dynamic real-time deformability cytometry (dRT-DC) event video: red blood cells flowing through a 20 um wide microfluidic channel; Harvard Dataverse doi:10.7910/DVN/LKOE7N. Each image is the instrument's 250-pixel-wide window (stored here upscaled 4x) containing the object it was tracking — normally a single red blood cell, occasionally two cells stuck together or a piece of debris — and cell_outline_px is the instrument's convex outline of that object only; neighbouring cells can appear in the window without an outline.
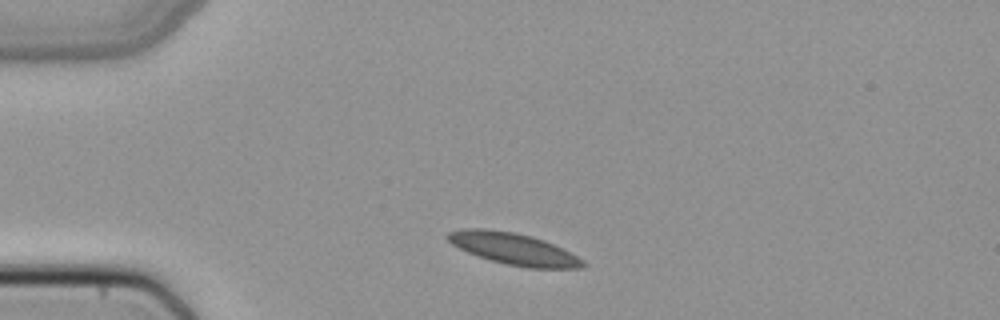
{"species": "common noctule bat (a hibernating species)", "species_latin": "Nyctalus noctula", "temperature_condition": "cold", "stored_images_in_passage": 39, "camera_frame_rate_fps": 3000, "um_per_image_px": 0.085, "animal": {"sex": "female", "body_mass_g": 22.7, "forearm_length_mm": 54.2}, "frame": {"image": 1, "passage_image": 1, "time_ms": 0.0, "image_size_px": [1000, 320], "cell_outline_px": [[588, 264], [584, 268], [528, 268], [504, 264], [476, 256], [452, 244], [444, 236], [448, 232], [464, 228], [484, 228], [512, 232], [532, 236], [544, 240], [584, 260]], "centroid_in_image_um": [43.63, 21.15], "position_along_channel_um": 41.4, "area_um2": 24.97}}
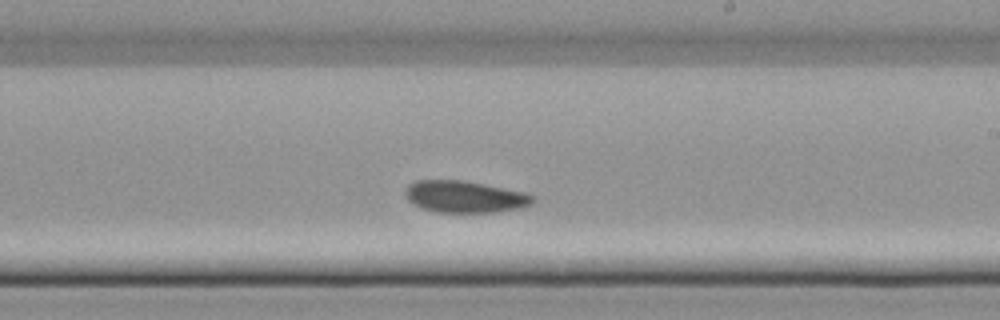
{"frame": {"image": 2, "passage_image": 19, "time_ms": 6.0, "image_size_px": [1000, 320], "cell_outline_px": [[536, 196], [532, 204], [520, 208], [492, 212], [440, 212], [424, 208], [408, 200], [404, 196], [404, 192], [408, 184], [416, 180], [464, 180], [524, 192]], "centroid_in_image_um": [39.51, 16.71], "position_along_channel_um": 249.5, "area_um2": 23.52}}
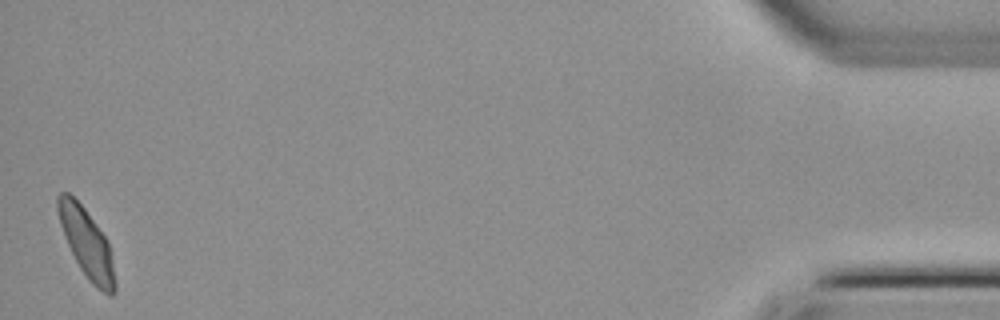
{"frame": {"image": 3, "passage_image": 39, "time_ms": 12.667, "image_size_px": [1000, 320], "cell_outline_px": [[116, 292], [112, 296], [108, 296], [96, 288], [88, 280], [80, 268], [64, 236], [60, 224], [56, 208], [56, 196], [60, 192], [68, 192], [84, 208], [108, 240], [116, 284]], "centroid_in_image_um": [7.36, 20.69], "position_along_channel_um": 427.8, "area_um2": 22.83}}